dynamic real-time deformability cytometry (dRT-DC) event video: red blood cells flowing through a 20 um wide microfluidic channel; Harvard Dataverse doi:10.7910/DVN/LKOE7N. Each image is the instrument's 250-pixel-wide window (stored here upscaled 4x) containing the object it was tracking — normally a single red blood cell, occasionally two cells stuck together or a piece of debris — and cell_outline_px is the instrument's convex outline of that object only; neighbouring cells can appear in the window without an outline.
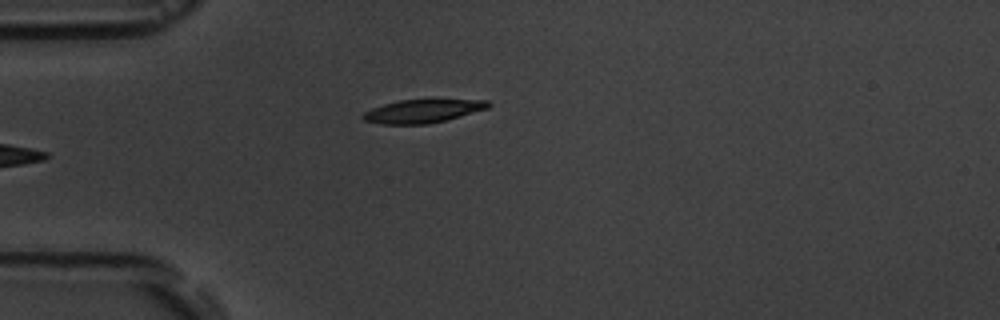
{"species": "common noctule bat (a hibernating species)", "species_latin": "Nyctalus noctula", "temperature_condition": "room temperature", "stored_images_in_passage": 6, "camera_frame_rate_fps": 3000, "um_per_image_px": 0.085, "animal": {"sex": "male", "body_mass_g": 19.5, "forearm_length_mm": 54.6}, "frame": {"image": 1, "passage_image": 6, "time_ms": 6.0, "image_size_px": [1000, 320], "cell_outline_px": [[492, 104], [488, 108], [444, 120], [428, 124], [384, 124], [364, 120], [360, 116], [364, 112], [372, 108], [384, 104], [400, 100], [432, 96], [488, 100]], "centroid_in_image_um": [36.01, 9.37], "position_along_channel_um": 49.0, "area_um2": 17.98}}